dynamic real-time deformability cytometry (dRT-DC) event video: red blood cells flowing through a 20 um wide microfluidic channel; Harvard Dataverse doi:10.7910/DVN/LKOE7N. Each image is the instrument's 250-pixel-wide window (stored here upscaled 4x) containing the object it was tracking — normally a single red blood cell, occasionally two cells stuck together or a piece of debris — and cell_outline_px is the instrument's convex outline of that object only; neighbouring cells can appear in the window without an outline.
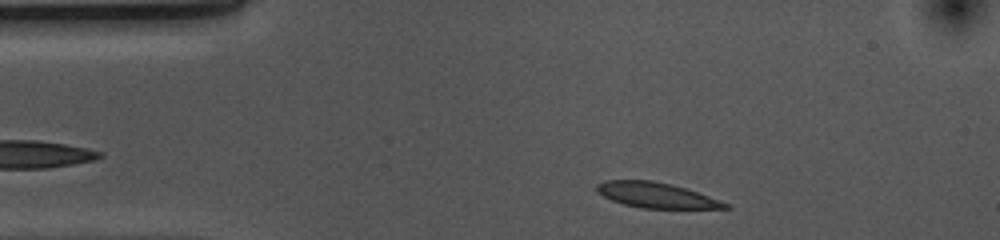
{"species": "common noctule bat (a hibernating species)", "species_latin": "Nyctalus noctula", "temperature_condition": "cold", "stored_images_in_passage": 36, "camera_frame_rate_fps": 3000, "um_per_image_px": 0.085, "animal": {"sex": "female", "body_mass_g": 10.0, "forearm_length_mm": 53.1}, "frame": {"image": 1, "passage_image": 2, "time_ms": 0.333, "image_size_px": [1000, 240], "cell_outline_px": [[732, 208], [644, 208], [624, 204], [612, 200], [596, 192], [596, 184], [604, 180], [652, 180], [672, 184], [720, 200], [728, 204]], "centroid_in_image_um": [55.73, 16.58], "position_along_channel_um": 29.3, "area_um2": 18.73}}
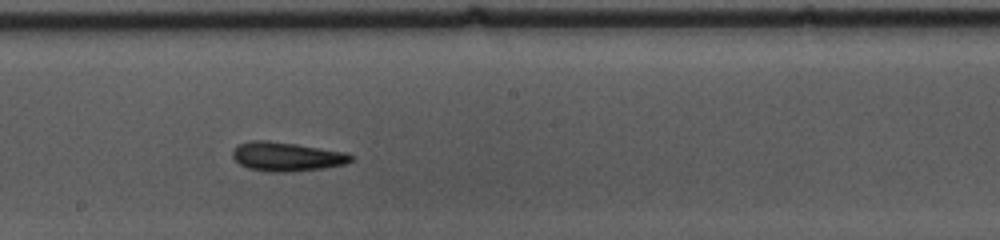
{"frame": {"image": 2, "passage_image": 21, "time_ms": 6.667, "image_size_px": [1000, 240], "cell_outline_px": [[356, 156], [352, 160], [344, 164], [324, 168], [288, 172], [272, 172], [248, 168], [240, 164], [232, 156], [232, 148], [236, 144], [252, 140], [268, 140], [296, 144], [348, 152]], "centroid_in_image_um": [24.37, 13.3], "position_along_channel_um": 223.8, "area_um2": 20.29}}
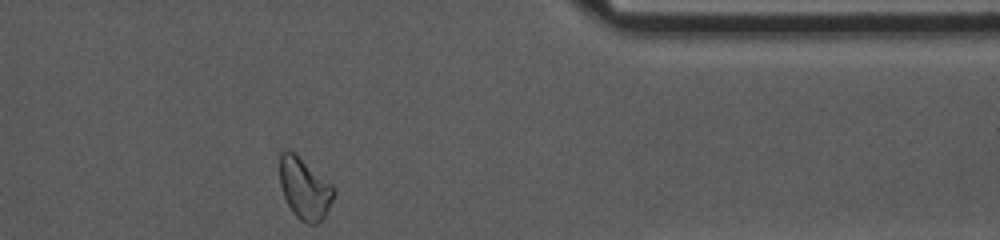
{"frame": {"image": 3, "passage_image": 36, "time_ms": 11.667, "image_size_px": [1000, 240], "cell_outline_px": [[332, 200], [324, 220], [316, 224], [308, 224], [300, 220], [292, 212], [284, 196], [280, 184], [280, 152], [284, 148], [288, 148], [332, 184]], "centroid_in_image_um": [25.86, 16.03], "position_along_channel_um": 385.5, "area_um2": 19.13}, "authors_computed_cell_mechanics": {"area_um2": 19.5364, "velocity_mm_per_s": 3.678, "shape_relaxation_time_tau1_ms": 4.39, "shape_relaxation_time_tau2_ms": 4.2363, "deformation_change_tau1": 0.1151, "deformation_change_tau2": 0.0974}}